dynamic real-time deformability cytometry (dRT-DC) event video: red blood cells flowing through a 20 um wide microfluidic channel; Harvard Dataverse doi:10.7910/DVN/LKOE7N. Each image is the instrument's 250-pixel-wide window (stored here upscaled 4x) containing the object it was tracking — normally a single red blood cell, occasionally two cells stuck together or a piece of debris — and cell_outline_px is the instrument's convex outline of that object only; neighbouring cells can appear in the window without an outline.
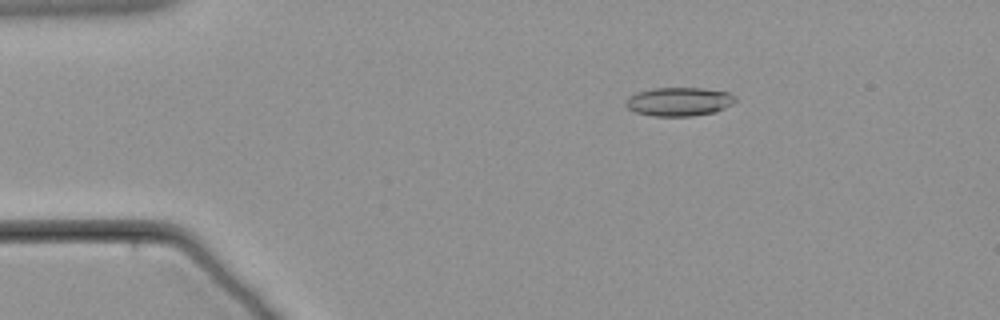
{"species": "common noctule bat (a hibernating species)", "species_latin": "Nyctalus noctula", "temperature_condition": "warm", "stored_images_in_passage": 61, "camera_frame_rate_fps": 3000, "um_per_image_px": 0.085, "animal": {"sex": "male", "body_mass_g": 21.5, "forearm_length_mm": 52.0}, "frame": {"image": 1, "passage_image": 11, "time_ms": 3.333, "image_size_px": [1000, 320], "cell_outline_px": [[736, 100], [732, 104], [716, 112], [692, 116], [652, 116], [636, 112], [628, 108], [624, 104], [624, 100], [628, 96], [636, 92], [656, 88], [700, 88], [728, 92], [736, 96]], "centroid_in_image_um": [57.7, 8.64], "position_along_channel_um": 27.3, "area_um2": 18.44}}
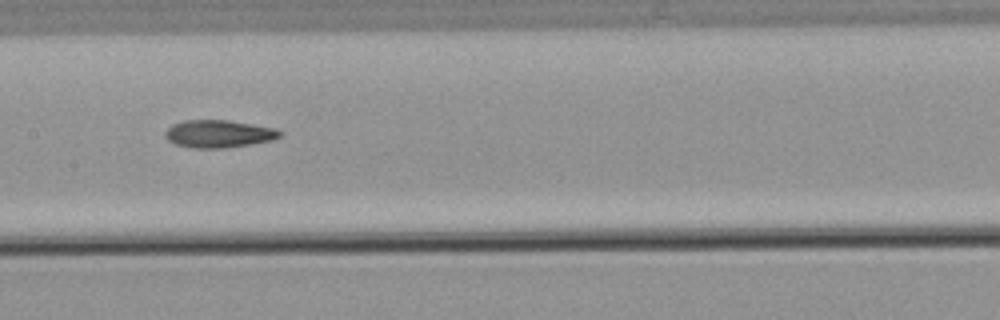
{"frame": {"image": 2, "passage_image": 31, "time_ms": 10.0, "image_size_px": [1000, 320], "cell_outline_px": [[284, 132], [280, 136], [272, 140], [252, 144], [224, 148], [192, 148], [176, 144], [168, 140], [164, 136], [164, 132], [172, 124], [184, 120], [228, 120], [276, 128]], "centroid_in_image_um": [18.59, 11.37], "position_along_channel_um": 188.8, "area_um2": 18.55}}
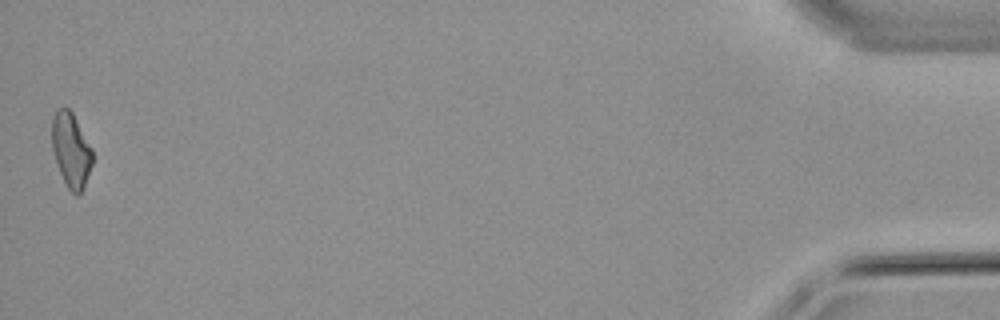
{"frame": {"image": 3, "passage_image": 61, "time_ms": 20.0, "image_size_px": [1000, 320], "cell_outline_px": [[92, 164], [84, 184], [80, 192], [76, 196], [68, 188], [60, 172], [52, 148], [52, 116], [56, 108], [68, 108], [72, 112], [92, 148]], "centroid_in_image_um": [6.02, 12.71], "position_along_channel_um": 429.2, "area_um2": 17.28}}